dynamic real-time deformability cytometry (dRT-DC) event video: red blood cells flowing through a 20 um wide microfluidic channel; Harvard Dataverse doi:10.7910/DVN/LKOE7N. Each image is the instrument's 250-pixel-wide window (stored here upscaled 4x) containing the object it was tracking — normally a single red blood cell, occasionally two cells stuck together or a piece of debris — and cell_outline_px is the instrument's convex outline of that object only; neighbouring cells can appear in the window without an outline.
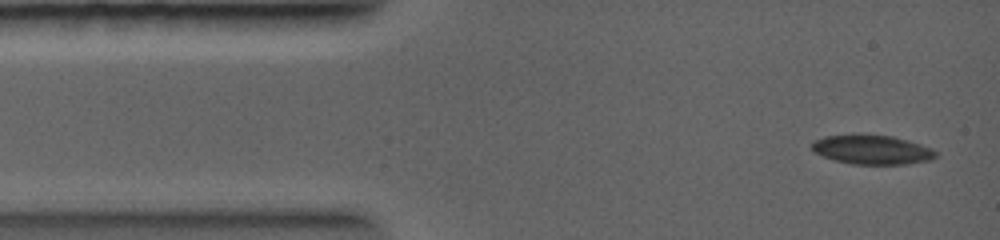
{"species": "common noctule bat (a hibernating species)", "species_latin": "Nyctalus noctula", "temperature_condition": "warm", "stored_images_in_passage": 9, "camera_frame_rate_fps": 5000, "um_per_image_px": 0.085, "animal": {"sex": "female", "body_mass_g": 19.0, "forearm_length_mm": 56.7}, "frame": {"image": 1, "passage_image": 1, "time_ms": 0.0, "image_size_px": [1000, 240], "cell_outline_px": [[936, 156], [928, 160], [904, 164], [852, 164], [836, 160], [812, 152], [812, 140], [824, 136], [856, 132], [860, 132], [892, 136], [908, 140], [932, 148], [936, 152]], "centroid_in_image_um": [74.05, 12.67], "position_along_channel_um": 10.9, "area_um2": 21.62}}
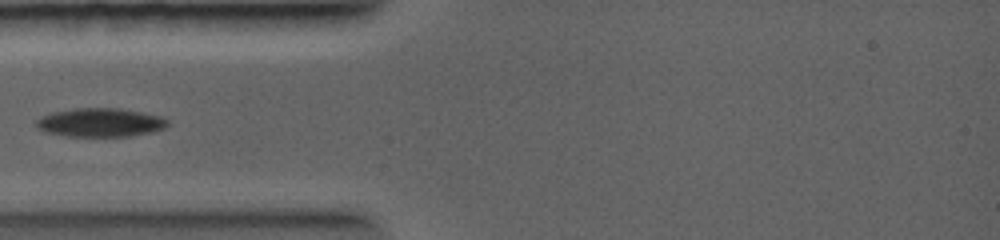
{"frame": {"image": 2, "passage_image": 6, "time_ms": 2.6, "image_size_px": [1000, 240], "cell_outline_px": [[168, 124], [164, 128], [152, 132], [128, 136], [64, 136], [44, 132], [36, 128], [36, 120], [40, 116], [52, 112], [72, 108], [120, 108], [160, 116], [168, 120]], "centroid_in_image_um": [8.47, 10.41], "position_along_channel_um": 76.5, "area_um2": 22.08}}
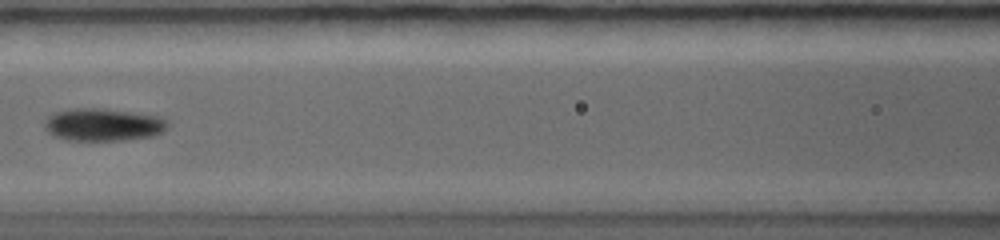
{"frame": {"image": 3, "passage_image": 9, "time_ms": 4.2, "image_size_px": [1000, 240], "cell_outline_px": [[168, 128], [152, 136], [124, 140], [68, 140], [52, 136], [44, 128], [44, 120], [52, 112], [72, 108], [104, 108], [136, 112], [160, 116], [168, 120]], "centroid_in_image_um": [8.74, 10.58], "position_along_channel_um": 157.9, "area_um2": 23.81}}